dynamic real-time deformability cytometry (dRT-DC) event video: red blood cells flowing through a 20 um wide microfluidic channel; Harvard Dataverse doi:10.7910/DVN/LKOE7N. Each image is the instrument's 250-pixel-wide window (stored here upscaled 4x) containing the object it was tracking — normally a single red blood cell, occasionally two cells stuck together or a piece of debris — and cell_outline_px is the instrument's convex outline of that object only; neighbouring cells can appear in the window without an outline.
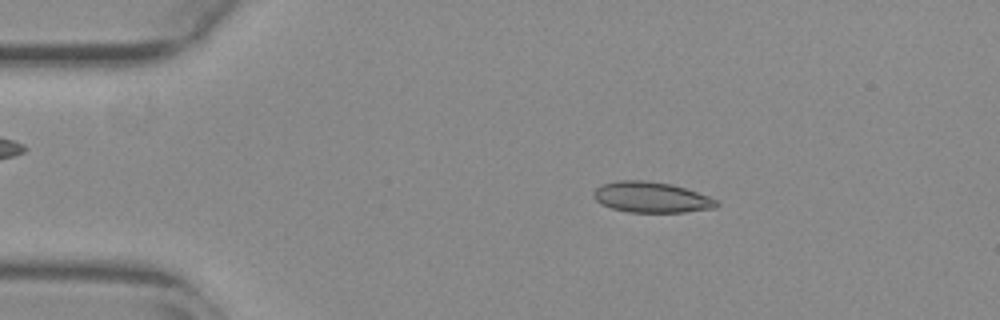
{"species": "common noctule bat (a hibernating species)", "species_latin": "Nyctalus noctula", "temperature_condition": "warm", "stored_images_in_passage": 53, "camera_frame_rate_fps": 3000, "um_per_image_px": 0.085, "animal": {"sex": "female", "body_mass_g": 29.2, "forearm_length_mm": 56.3}, "frame": {"image": 1, "passage_image": 9, "time_ms": 2.667, "image_size_px": [1000, 320], "cell_outline_px": [[720, 204], [716, 208], [684, 212], [628, 212], [612, 208], [600, 204], [592, 196], [592, 192], [596, 188], [604, 184], [616, 180], [644, 180], [672, 184], [708, 196], [716, 200]], "centroid_in_image_um": [55.34, 16.77], "position_along_channel_um": 29.7, "area_um2": 22.02}}
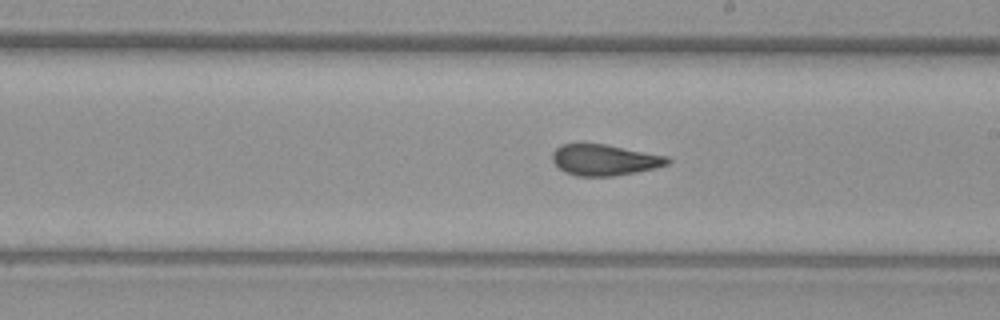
{"frame": {"image": 2, "passage_image": 30, "time_ms": 9.667, "image_size_px": [1000, 320], "cell_outline_px": [[672, 160], [668, 164], [656, 168], [636, 172], [612, 176], [576, 176], [564, 172], [552, 160], [552, 152], [560, 144], [580, 140], [604, 144], [668, 156]], "centroid_in_image_um": [51.33, 13.55], "position_along_channel_um": 237.7, "area_um2": 21.44}}
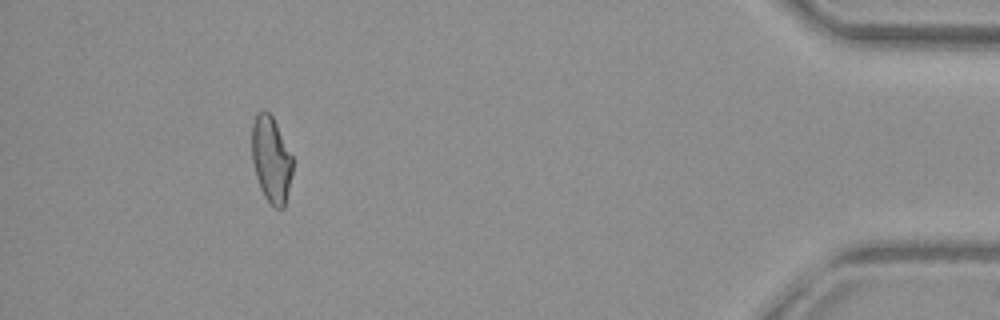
{"frame": {"image": 3, "passage_image": 49, "time_ms": 16.0, "image_size_px": [1000, 320], "cell_outline_px": [[292, 172], [284, 208], [276, 208], [264, 196], [260, 188], [256, 176], [252, 160], [252, 124], [256, 112], [264, 108], [272, 116], [292, 156]], "centroid_in_image_um": [23.03, 13.52], "position_along_channel_um": 412.2, "area_um2": 20.29}, "authors_computed_cell_mechanics": {"area_um2": 21.2704, "velocity_mm_per_s": 3.78, "shape_relaxation_time_tau1_ms": null, "shape_relaxation_time_tau2_ms": 1.4258, "deformation_change_tau1": null, "deformation_change_tau2": 0.0769}}